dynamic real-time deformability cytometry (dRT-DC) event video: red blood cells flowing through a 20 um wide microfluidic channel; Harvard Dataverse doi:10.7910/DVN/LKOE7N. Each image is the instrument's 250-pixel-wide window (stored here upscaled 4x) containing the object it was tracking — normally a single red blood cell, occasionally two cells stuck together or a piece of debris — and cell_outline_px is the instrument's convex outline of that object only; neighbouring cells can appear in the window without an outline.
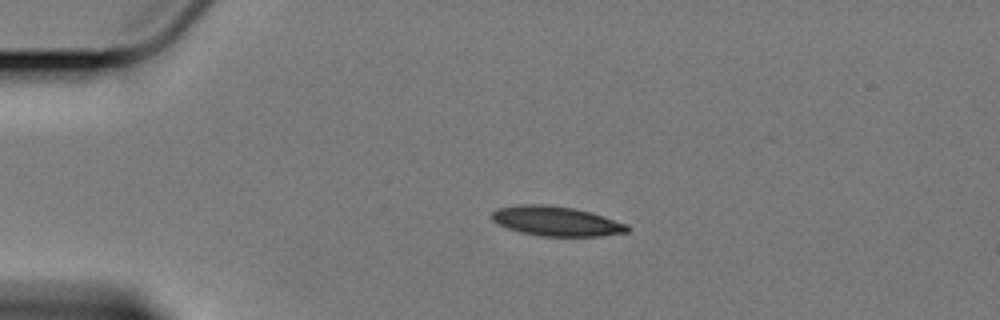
{"species": "Egyptian fruit bat (a non-hibernating species)", "species_latin": "Rousettus aegyptiacus", "temperature_condition": "cold", "stored_images_in_passage": 3, "camera_frame_rate_fps": 3000, "um_per_image_px": 0.085, "animal": {"sex": "female"}, "frame": {"image": 1, "passage_image": 3, "time_ms": 2.333, "image_size_px": [1000, 320], "cell_outline_px": [[632, 228], [628, 232], [600, 236], [540, 236], [520, 232], [496, 224], [492, 220], [492, 212], [496, 208], [520, 204], [544, 204], [572, 208], [592, 212], [628, 224]], "centroid_in_image_um": [47.29, 18.8], "position_along_channel_um": 37.7, "area_um2": 23.64}}